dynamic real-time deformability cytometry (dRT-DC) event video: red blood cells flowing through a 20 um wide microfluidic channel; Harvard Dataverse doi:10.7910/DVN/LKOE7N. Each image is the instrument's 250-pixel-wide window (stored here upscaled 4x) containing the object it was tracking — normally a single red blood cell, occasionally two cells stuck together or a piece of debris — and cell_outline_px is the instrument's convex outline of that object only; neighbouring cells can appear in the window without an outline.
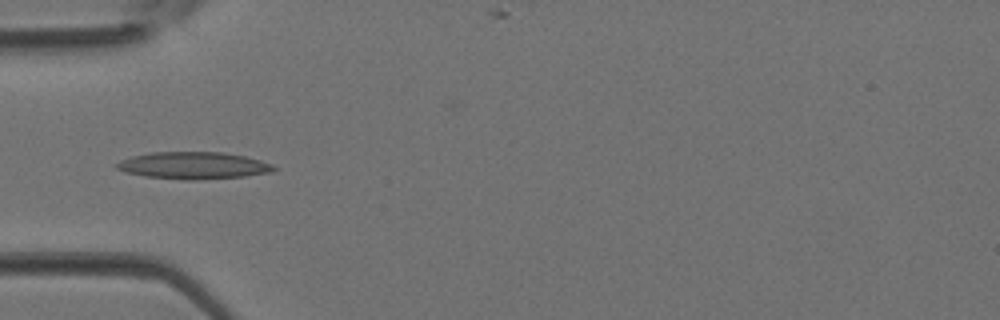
{"species": "Egyptian fruit bat (a non-hibernating species)", "species_latin": "Rousettus aegyptiacus", "temperature_condition": "room temperature", "stored_images_in_passage": 3, "camera_frame_rate_fps": 3000, "um_per_image_px": 0.085, "animal": {"sex": "female"}, "frame": {"image": 1, "passage_image": 3, "time_ms": 0.667, "image_size_px": [1000, 320], "cell_outline_px": [[276, 168], [272, 172], [244, 176], [196, 180], [188, 180], [144, 176], [124, 172], [116, 168], [116, 164], [120, 160], [132, 156], [148, 152], [224, 152], [244, 156], [260, 160], [272, 164]], "centroid_in_image_um": [16.42, 14.06], "position_along_channel_um": 68.6, "area_um2": 24.8}}